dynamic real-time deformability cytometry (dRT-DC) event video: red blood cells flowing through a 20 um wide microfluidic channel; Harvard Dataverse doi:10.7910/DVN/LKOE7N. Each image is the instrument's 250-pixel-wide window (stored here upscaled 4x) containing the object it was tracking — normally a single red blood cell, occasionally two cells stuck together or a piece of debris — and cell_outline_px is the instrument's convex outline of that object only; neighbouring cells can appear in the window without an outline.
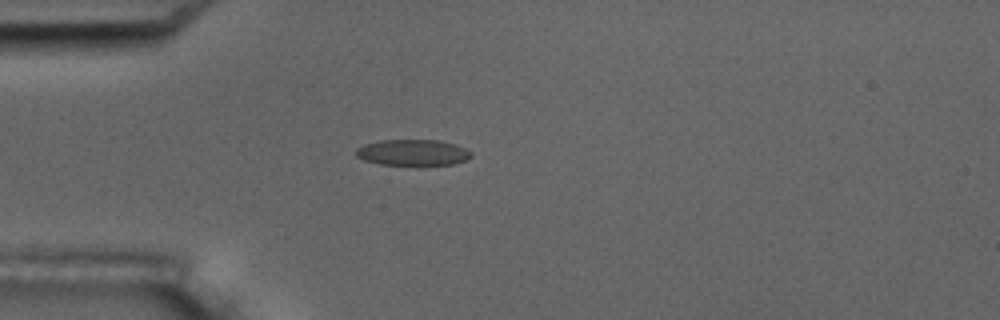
{"species": "common noctule bat (a hibernating species)", "species_latin": "Nyctalus noctula", "temperature_condition": "room temperature", "stored_images_in_passage": 9, "camera_frame_rate_fps": 3000, "um_per_image_px": 0.085, "animal": {"sex": "male", "body_mass_g": 17.5, "forearm_length_mm": 52.3}, "frame": {"image": 1, "passage_image": 3, "time_ms": 2.333, "image_size_px": [1000, 320], "cell_outline_px": [[472, 156], [464, 160], [452, 164], [420, 168], [380, 164], [364, 160], [356, 156], [356, 148], [364, 144], [380, 140], [440, 140], [456, 144], [472, 152]], "centroid_in_image_um": [35.09, 13.01], "position_along_channel_um": 49.9, "area_um2": 18.32}}
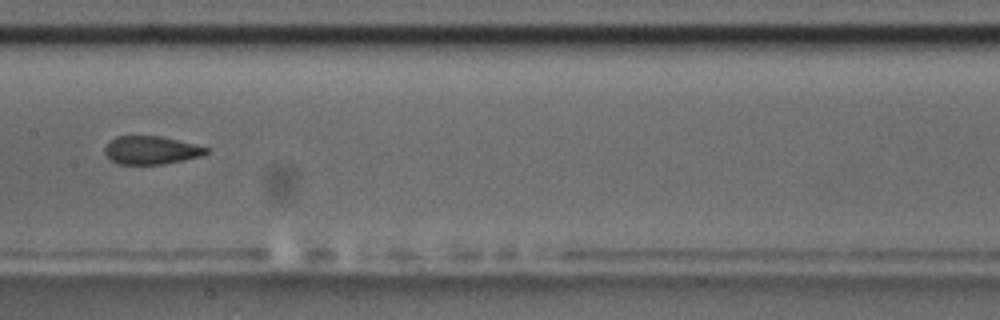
{"frame": {"image": 2, "passage_image": 7, "time_ms": 6.667, "image_size_px": [1000, 320], "cell_outline_px": [[208, 152], [200, 156], [160, 164], [116, 164], [104, 152], [104, 148], [116, 136], [160, 136], [196, 144], [208, 148]], "centroid_in_image_um": [12.83, 12.76], "position_along_channel_um": 194.6, "area_um2": 16.36}}
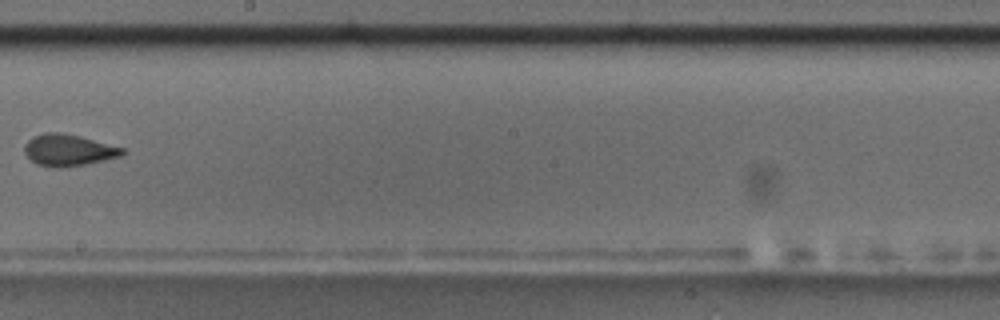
{"frame": {"image": 3, "passage_image": 8, "time_ms": 8.0, "image_size_px": [1000, 320], "cell_outline_px": [[128, 152], [120, 156], [104, 160], [84, 164], [60, 168], [56, 168], [36, 164], [24, 152], [24, 144], [32, 136], [44, 132], [64, 132], [80, 136], [124, 148]], "centroid_in_image_um": [5.8, 12.75], "position_along_channel_um": 242.4, "area_um2": 18.15}}